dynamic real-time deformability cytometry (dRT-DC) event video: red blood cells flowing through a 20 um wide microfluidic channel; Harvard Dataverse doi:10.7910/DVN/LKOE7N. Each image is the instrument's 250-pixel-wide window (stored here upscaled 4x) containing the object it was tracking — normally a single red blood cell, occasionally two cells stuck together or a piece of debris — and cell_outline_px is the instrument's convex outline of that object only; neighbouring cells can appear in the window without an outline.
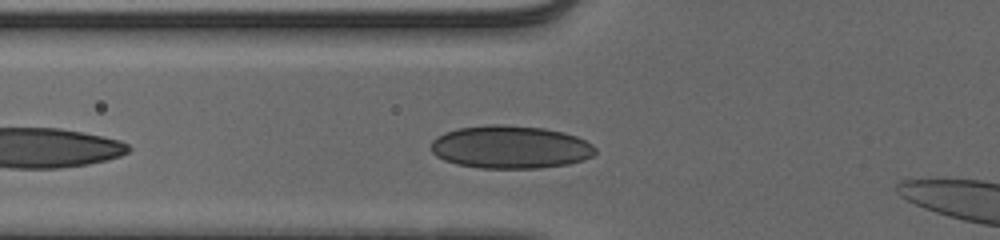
{"species": "human", "species_latin": "Homo sapiens", "temperature_condition": "cold", "stored_images_in_passage": 34, "camera_frame_rate_fps": 3000, "um_per_image_px": 0.085, "donor": {"sex": "male"}, "frame": {"image": 1, "passage_image": 5, "time_ms": 1.333, "image_size_px": [1000, 240], "cell_outline_px": [[596, 152], [592, 156], [584, 160], [568, 164], [540, 168], [480, 168], [456, 164], [444, 160], [436, 156], [432, 152], [432, 140], [436, 136], [444, 132], [456, 128], [488, 124], [496, 124], [544, 128], [564, 132], [576, 136], [592, 144], [596, 148]], "centroid_in_image_um": [43.37, 12.5], "position_along_channel_um": 82.4, "area_um2": 41.33}}
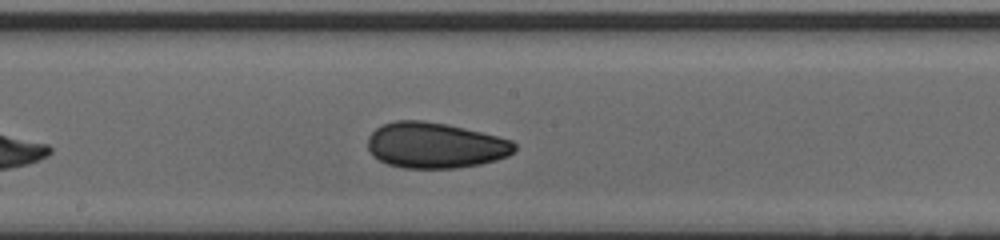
{"frame": {"image": 2, "passage_image": 15, "time_ms": 4.667, "image_size_px": [1000, 240], "cell_outline_px": [[516, 148], [508, 156], [496, 160], [480, 164], [456, 168], [404, 168], [388, 164], [372, 156], [368, 148], [368, 136], [376, 128], [384, 124], [396, 120], [424, 120], [448, 124], [512, 140], [516, 144]], "centroid_in_image_um": [36.98, 12.35], "position_along_channel_um": 211.2, "area_um2": 39.13}}
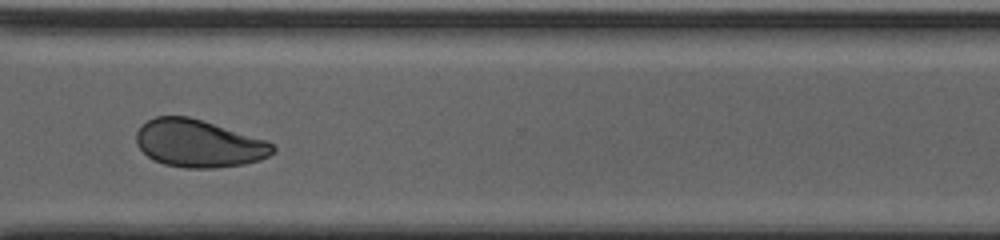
{"frame": {"image": 3, "passage_image": 26, "time_ms": 8.333, "image_size_px": [1000, 240], "cell_outline_px": [[276, 152], [260, 160], [244, 164], [212, 168], [188, 168], [164, 164], [148, 156], [136, 144], [136, 132], [148, 120], [156, 116], [188, 116], [268, 140], [276, 148]], "centroid_in_image_um": [16.92, 12.19], "position_along_channel_um": 353.7, "area_um2": 37.69}}